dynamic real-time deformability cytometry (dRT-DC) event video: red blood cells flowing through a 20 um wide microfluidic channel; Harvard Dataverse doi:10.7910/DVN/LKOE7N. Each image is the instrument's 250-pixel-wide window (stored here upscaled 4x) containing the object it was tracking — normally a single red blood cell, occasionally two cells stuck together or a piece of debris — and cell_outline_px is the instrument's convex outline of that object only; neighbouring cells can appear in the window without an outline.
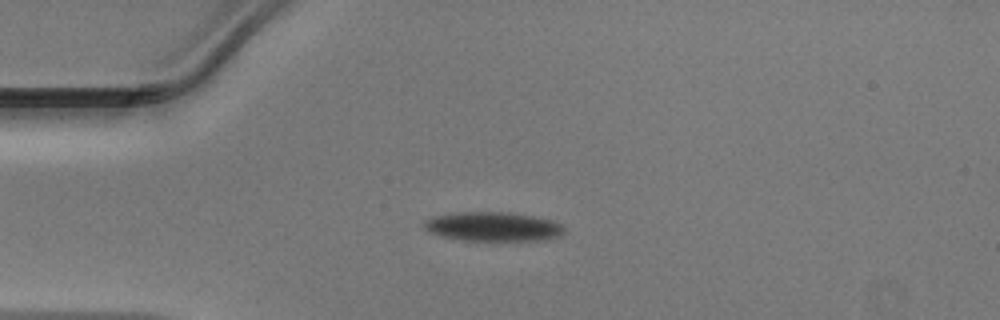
{"species": "Egyptian fruit bat (a non-hibernating species)", "species_latin": "Rousettus aegyptiacus", "temperature_condition": "warm", "stored_images_in_passage": 43, "camera_frame_rate_fps": 3000, "um_per_image_px": 0.085, "animal": {"sex": "male"}, "frame": {"image": 1, "passage_image": 6, "time_ms": 1.667, "image_size_px": [1000, 320], "cell_outline_px": [[564, 232], [560, 236], [540, 240], [464, 240], [444, 236], [432, 232], [424, 228], [424, 220], [432, 216], [456, 212], [508, 212], [532, 216], [552, 220], [560, 224], [564, 228]], "centroid_in_image_um": [41.91, 19.25], "position_along_channel_um": 43.1, "area_um2": 23.58}}
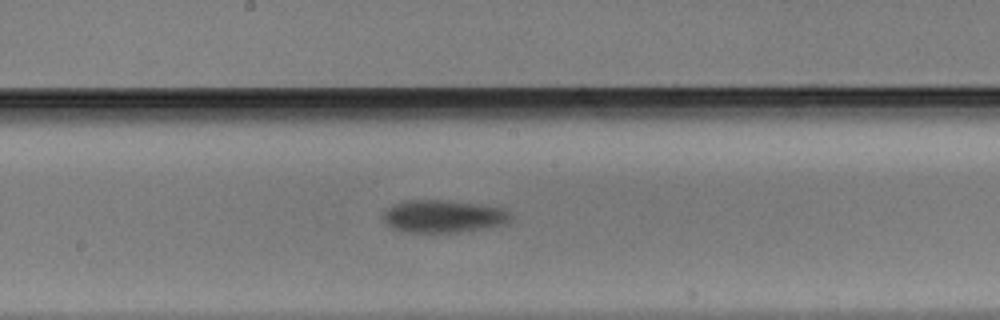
{"frame": {"image": 2, "passage_image": 20, "time_ms": 6.333, "image_size_px": [1000, 320], "cell_outline_px": [[512, 216], [508, 220], [500, 224], [484, 228], [432, 236], [408, 232], [396, 228], [388, 224], [384, 220], [384, 212], [392, 204], [404, 200], [448, 200], [480, 204], [504, 208]], "centroid_in_image_um": [37.64, 18.4], "position_along_channel_um": 210.6, "area_um2": 24.62}}
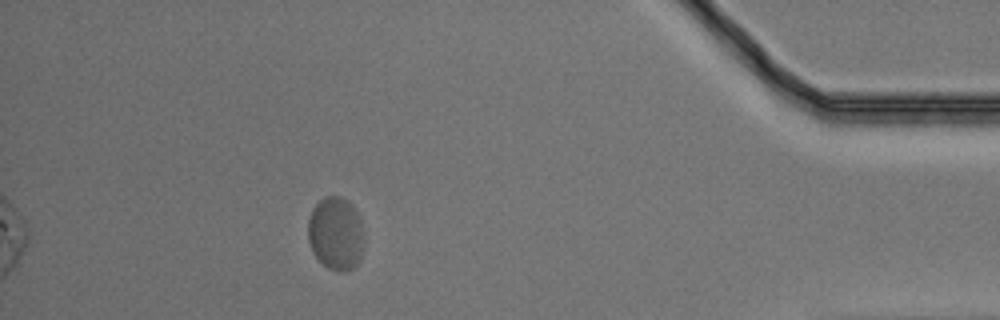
{"frame": {"image": 3, "passage_image": 38, "time_ms": 12.333, "image_size_px": [1000, 320], "cell_outline_px": [[360, 260], [352, 268], [344, 272], [336, 272], [328, 268], [312, 252], [308, 240], [308, 220], [312, 208], [324, 196], [340, 196], [348, 200], [356, 208], [360, 220]], "centroid_in_image_um": [28.49, 19.82], "position_along_channel_um": 406.7, "area_um2": 23.58}}